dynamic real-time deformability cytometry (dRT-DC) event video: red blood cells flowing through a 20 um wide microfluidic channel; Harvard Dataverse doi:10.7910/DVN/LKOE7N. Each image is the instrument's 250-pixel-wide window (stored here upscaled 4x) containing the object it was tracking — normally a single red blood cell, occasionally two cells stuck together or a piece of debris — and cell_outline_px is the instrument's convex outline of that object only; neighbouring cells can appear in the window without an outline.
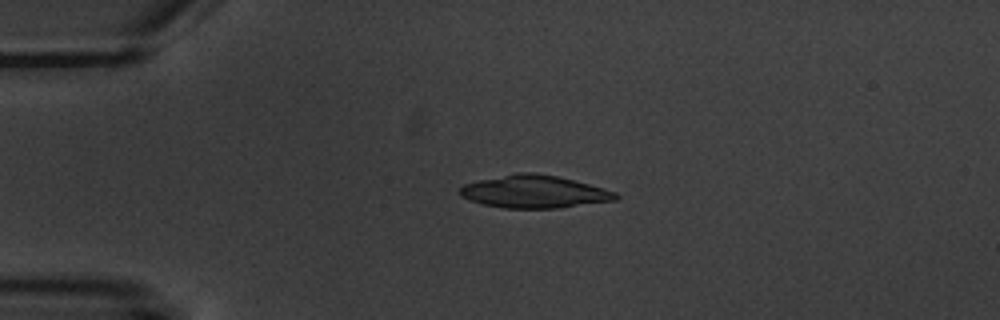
{"species": "common noctule bat (a hibernating species)", "species_latin": "Nyctalus noctula", "temperature_condition": "warm", "stored_images_in_passage": 5, "camera_frame_rate_fps": 3000, "um_per_image_px": 0.085, "animal": {"sex": "male", "body_mass_g": 20.1, "forearm_length_mm": 53.5}, "frame": {"image": 1, "passage_image": 4, "time_ms": 3.333, "image_size_px": [1000, 320], "cell_outline_px": [[620, 196], [616, 200], [560, 208], [504, 208], [484, 204], [460, 196], [460, 188], [464, 184], [480, 180], [516, 172], [532, 172], [556, 176], [604, 188], [616, 192]], "centroid_in_image_um": [45.44, 16.3], "position_along_channel_um": 39.6, "area_um2": 29.42}}